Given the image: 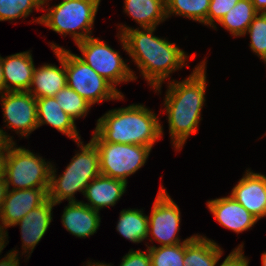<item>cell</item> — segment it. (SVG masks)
<instances>
[{
	"instance_id": "cell-1",
	"label": "cell",
	"mask_w": 266,
	"mask_h": 266,
	"mask_svg": "<svg viewBox=\"0 0 266 266\" xmlns=\"http://www.w3.org/2000/svg\"><path fill=\"white\" fill-rule=\"evenodd\" d=\"M156 28L143 30L120 26V40L123 49L132 57L142 76L158 92L162 82L173 71L181 69L186 63L187 55L174 43L154 36Z\"/></svg>"
},
{
	"instance_id": "cell-2",
	"label": "cell",
	"mask_w": 266,
	"mask_h": 266,
	"mask_svg": "<svg viewBox=\"0 0 266 266\" xmlns=\"http://www.w3.org/2000/svg\"><path fill=\"white\" fill-rule=\"evenodd\" d=\"M205 66V61H202L184 81L169 83L164 105L169 133L177 150L183 147L190 134L196 133L201 120L206 90Z\"/></svg>"
},
{
	"instance_id": "cell-3",
	"label": "cell",
	"mask_w": 266,
	"mask_h": 266,
	"mask_svg": "<svg viewBox=\"0 0 266 266\" xmlns=\"http://www.w3.org/2000/svg\"><path fill=\"white\" fill-rule=\"evenodd\" d=\"M103 141L153 147L162 138L158 117L144 105L112 109L97 120L94 131Z\"/></svg>"
},
{
	"instance_id": "cell-4",
	"label": "cell",
	"mask_w": 266,
	"mask_h": 266,
	"mask_svg": "<svg viewBox=\"0 0 266 266\" xmlns=\"http://www.w3.org/2000/svg\"><path fill=\"white\" fill-rule=\"evenodd\" d=\"M82 143L78 141L81 152L72 158L62 175L57 178L56 170L51 167L48 199L55 205L65 199L76 201L74 194L81 191L84 195L86 186L101 174L96 146L91 141L86 145Z\"/></svg>"
},
{
	"instance_id": "cell-5",
	"label": "cell",
	"mask_w": 266,
	"mask_h": 266,
	"mask_svg": "<svg viewBox=\"0 0 266 266\" xmlns=\"http://www.w3.org/2000/svg\"><path fill=\"white\" fill-rule=\"evenodd\" d=\"M101 0H63L49 8L35 21L62 35H72L75 43L91 37L95 16ZM81 30V32H77ZM90 34V35H89Z\"/></svg>"
},
{
	"instance_id": "cell-6",
	"label": "cell",
	"mask_w": 266,
	"mask_h": 266,
	"mask_svg": "<svg viewBox=\"0 0 266 266\" xmlns=\"http://www.w3.org/2000/svg\"><path fill=\"white\" fill-rule=\"evenodd\" d=\"M99 151L100 173L127 183L146 162L151 147L137 144H119L103 141L95 132L90 140Z\"/></svg>"
},
{
	"instance_id": "cell-7",
	"label": "cell",
	"mask_w": 266,
	"mask_h": 266,
	"mask_svg": "<svg viewBox=\"0 0 266 266\" xmlns=\"http://www.w3.org/2000/svg\"><path fill=\"white\" fill-rule=\"evenodd\" d=\"M10 146L6 161L5 181L8 189L49 188L52 164L30 150ZM49 163V164H48Z\"/></svg>"
},
{
	"instance_id": "cell-8",
	"label": "cell",
	"mask_w": 266,
	"mask_h": 266,
	"mask_svg": "<svg viewBox=\"0 0 266 266\" xmlns=\"http://www.w3.org/2000/svg\"><path fill=\"white\" fill-rule=\"evenodd\" d=\"M67 85L91 105L103 100H119L123 95L87 63L64 49Z\"/></svg>"
},
{
	"instance_id": "cell-9",
	"label": "cell",
	"mask_w": 266,
	"mask_h": 266,
	"mask_svg": "<svg viewBox=\"0 0 266 266\" xmlns=\"http://www.w3.org/2000/svg\"><path fill=\"white\" fill-rule=\"evenodd\" d=\"M82 57L100 76L109 81L115 88L118 83L136 80L133 71L124 62L118 51L112 49L98 38L88 37L76 43Z\"/></svg>"
},
{
	"instance_id": "cell-10",
	"label": "cell",
	"mask_w": 266,
	"mask_h": 266,
	"mask_svg": "<svg viewBox=\"0 0 266 266\" xmlns=\"http://www.w3.org/2000/svg\"><path fill=\"white\" fill-rule=\"evenodd\" d=\"M162 187H160L154 201L151 216H148V233H151L153 238L161 243L160 246L185 243V241L192 239L194 235L183 242L180 241L177 236L180 230V210Z\"/></svg>"
},
{
	"instance_id": "cell-11",
	"label": "cell",
	"mask_w": 266,
	"mask_h": 266,
	"mask_svg": "<svg viewBox=\"0 0 266 266\" xmlns=\"http://www.w3.org/2000/svg\"><path fill=\"white\" fill-rule=\"evenodd\" d=\"M4 122L21 136L38 128L36 98L28 91L5 92L1 95Z\"/></svg>"
},
{
	"instance_id": "cell-12",
	"label": "cell",
	"mask_w": 266,
	"mask_h": 266,
	"mask_svg": "<svg viewBox=\"0 0 266 266\" xmlns=\"http://www.w3.org/2000/svg\"><path fill=\"white\" fill-rule=\"evenodd\" d=\"M48 189H8L0 213V231H5V228L13 226L31 210L42 205L48 199Z\"/></svg>"
},
{
	"instance_id": "cell-13",
	"label": "cell",
	"mask_w": 266,
	"mask_h": 266,
	"mask_svg": "<svg viewBox=\"0 0 266 266\" xmlns=\"http://www.w3.org/2000/svg\"><path fill=\"white\" fill-rule=\"evenodd\" d=\"M258 220L266 216V176L250 172L233 187L231 195Z\"/></svg>"
},
{
	"instance_id": "cell-14",
	"label": "cell",
	"mask_w": 266,
	"mask_h": 266,
	"mask_svg": "<svg viewBox=\"0 0 266 266\" xmlns=\"http://www.w3.org/2000/svg\"><path fill=\"white\" fill-rule=\"evenodd\" d=\"M50 46L55 52L61 67L59 68L52 64H44L39 68L34 67L32 83L28 92L36 99L42 97H54L67 85L64 48L53 43ZM32 87L34 89H32Z\"/></svg>"
},
{
	"instance_id": "cell-15",
	"label": "cell",
	"mask_w": 266,
	"mask_h": 266,
	"mask_svg": "<svg viewBox=\"0 0 266 266\" xmlns=\"http://www.w3.org/2000/svg\"><path fill=\"white\" fill-rule=\"evenodd\" d=\"M207 206L222 226L237 234L250 229L258 221L232 196L210 200Z\"/></svg>"
},
{
	"instance_id": "cell-16",
	"label": "cell",
	"mask_w": 266,
	"mask_h": 266,
	"mask_svg": "<svg viewBox=\"0 0 266 266\" xmlns=\"http://www.w3.org/2000/svg\"><path fill=\"white\" fill-rule=\"evenodd\" d=\"M53 206L55 204L50 199H47L42 205L31 210L13 225H20L21 239L23 241L22 248L25 253H28L29 250L31 251L30 254L33 252L36 244H38L49 228L52 221L51 212Z\"/></svg>"
},
{
	"instance_id": "cell-17",
	"label": "cell",
	"mask_w": 266,
	"mask_h": 266,
	"mask_svg": "<svg viewBox=\"0 0 266 266\" xmlns=\"http://www.w3.org/2000/svg\"><path fill=\"white\" fill-rule=\"evenodd\" d=\"M31 55L26 51L2 58L5 92L30 89L35 67Z\"/></svg>"
},
{
	"instance_id": "cell-18",
	"label": "cell",
	"mask_w": 266,
	"mask_h": 266,
	"mask_svg": "<svg viewBox=\"0 0 266 266\" xmlns=\"http://www.w3.org/2000/svg\"><path fill=\"white\" fill-rule=\"evenodd\" d=\"M98 213L82 201L69 202L62 215V224L72 235L86 238L93 235L100 226Z\"/></svg>"
},
{
	"instance_id": "cell-19",
	"label": "cell",
	"mask_w": 266,
	"mask_h": 266,
	"mask_svg": "<svg viewBox=\"0 0 266 266\" xmlns=\"http://www.w3.org/2000/svg\"><path fill=\"white\" fill-rule=\"evenodd\" d=\"M126 187V182L100 174L86 186L84 196L90 203L84 204L97 211L114 206L125 193Z\"/></svg>"
},
{
	"instance_id": "cell-20",
	"label": "cell",
	"mask_w": 266,
	"mask_h": 266,
	"mask_svg": "<svg viewBox=\"0 0 266 266\" xmlns=\"http://www.w3.org/2000/svg\"><path fill=\"white\" fill-rule=\"evenodd\" d=\"M36 104L38 127L49 124L75 142L80 141L75 120L62 110L55 97L37 98Z\"/></svg>"
},
{
	"instance_id": "cell-21",
	"label": "cell",
	"mask_w": 266,
	"mask_h": 266,
	"mask_svg": "<svg viewBox=\"0 0 266 266\" xmlns=\"http://www.w3.org/2000/svg\"><path fill=\"white\" fill-rule=\"evenodd\" d=\"M223 250L213 240L194 235L184 243L185 266H216Z\"/></svg>"
},
{
	"instance_id": "cell-22",
	"label": "cell",
	"mask_w": 266,
	"mask_h": 266,
	"mask_svg": "<svg viewBox=\"0 0 266 266\" xmlns=\"http://www.w3.org/2000/svg\"><path fill=\"white\" fill-rule=\"evenodd\" d=\"M124 11L130 15L141 28H156L165 21V0H125Z\"/></svg>"
},
{
	"instance_id": "cell-23",
	"label": "cell",
	"mask_w": 266,
	"mask_h": 266,
	"mask_svg": "<svg viewBox=\"0 0 266 266\" xmlns=\"http://www.w3.org/2000/svg\"><path fill=\"white\" fill-rule=\"evenodd\" d=\"M258 14L250 0H239L218 23L233 36H244L254 17Z\"/></svg>"
},
{
	"instance_id": "cell-24",
	"label": "cell",
	"mask_w": 266,
	"mask_h": 266,
	"mask_svg": "<svg viewBox=\"0 0 266 266\" xmlns=\"http://www.w3.org/2000/svg\"><path fill=\"white\" fill-rule=\"evenodd\" d=\"M116 229L133 243H140L149 236L148 216L138 209L122 210Z\"/></svg>"
},
{
	"instance_id": "cell-25",
	"label": "cell",
	"mask_w": 266,
	"mask_h": 266,
	"mask_svg": "<svg viewBox=\"0 0 266 266\" xmlns=\"http://www.w3.org/2000/svg\"><path fill=\"white\" fill-rule=\"evenodd\" d=\"M211 0H165L166 17L171 14L184 16L207 25V14Z\"/></svg>"
},
{
	"instance_id": "cell-26",
	"label": "cell",
	"mask_w": 266,
	"mask_h": 266,
	"mask_svg": "<svg viewBox=\"0 0 266 266\" xmlns=\"http://www.w3.org/2000/svg\"><path fill=\"white\" fill-rule=\"evenodd\" d=\"M147 247L151 258V266H185L184 243Z\"/></svg>"
},
{
	"instance_id": "cell-27",
	"label": "cell",
	"mask_w": 266,
	"mask_h": 266,
	"mask_svg": "<svg viewBox=\"0 0 266 266\" xmlns=\"http://www.w3.org/2000/svg\"><path fill=\"white\" fill-rule=\"evenodd\" d=\"M54 97L62 110L74 120L86 116L91 107L89 102L68 85L61 89Z\"/></svg>"
},
{
	"instance_id": "cell-28",
	"label": "cell",
	"mask_w": 266,
	"mask_h": 266,
	"mask_svg": "<svg viewBox=\"0 0 266 266\" xmlns=\"http://www.w3.org/2000/svg\"><path fill=\"white\" fill-rule=\"evenodd\" d=\"M43 5V0H0V21L26 18Z\"/></svg>"
},
{
	"instance_id": "cell-29",
	"label": "cell",
	"mask_w": 266,
	"mask_h": 266,
	"mask_svg": "<svg viewBox=\"0 0 266 266\" xmlns=\"http://www.w3.org/2000/svg\"><path fill=\"white\" fill-rule=\"evenodd\" d=\"M247 32L251 38L250 48L263 59L266 55V13H258L246 30V34Z\"/></svg>"
},
{
	"instance_id": "cell-30",
	"label": "cell",
	"mask_w": 266,
	"mask_h": 266,
	"mask_svg": "<svg viewBox=\"0 0 266 266\" xmlns=\"http://www.w3.org/2000/svg\"><path fill=\"white\" fill-rule=\"evenodd\" d=\"M239 0H211L207 14V25L216 28L214 22L220 19L232 9Z\"/></svg>"
},
{
	"instance_id": "cell-31",
	"label": "cell",
	"mask_w": 266,
	"mask_h": 266,
	"mask_svg": "<svg viewBox=\"0 0 266 266\" xmlns=\"http://www.w3.org/2000/svg\"><path fill=\"white\" fill-rule=\"evenodd\" d=\"M120 266H151V258L148 249L147 252L139 250L129 251L128 254L123 257Z\"/></svg>"
},
{
	"instance_id": "cell-32",
	"label": "cell",
	"mask_w": 266,
	"mask_h": 266,
	"mask_svg": "<svg viewBox=\"0 0 266 266\" xmlns=\"http://www.w3.org/2000/svg\"><path fill=\"white\" fill-rule=\"evenodd\" d=\"M243 245L235 248L223 261L220 266H248V259L243 254Z\"/></svg>"
},
{
	"instance_id": "cell-33",
	"label": "cell",
	"mask_w": 266,
	"mask_h": 266,
	"mask_svg": "<svg viewBox=\"0 0 266 266\" xmlns=\"http://www.w3.org/2000/svg\"><path fill=\"white\" fill-rule=\"evenodd\" d=\"M18 252L15 250L7 253V256L0 261V266H19Z\"/></svg>"
},
{
	"instance_id": "cell-34",
	"label": "cell",
	"mask_w": 266,
	"mask_h": 266,
	"mask_svg": "<svg viewBox=\"0 0 266 266\" xmlns=\"http://www.w3.org/2000/svg\"><path fill=\"white\" fill-rule=\"evenodd\" d=\"M0 129V150L10 148V146L14 143L12 137L9 138V135Z\"/></svg>"
},
{
	"instance_id": "cell-35",
	"label": "cell",
	"mask_w": 266,
	"mask_h": 266,
	"mask_svg": "<svg viewBox=\"0 0 266 266\" xmlns=\"http://www.w3.org/2000/svg\"><path fill=\"white\" fill-rule=\"evenodd\" d=\"M8 151H9V148L0 150V178L5 177L6 161H7Z\"/></svg>"
},
{
	"instance_id": "cell-36",
	"label": "cell",
	"mask_w": 266,
	"mask_h": 266,
	"mask_svg": "<svg viewBox=\"0 0 266 266\" xmlns=\"http://www.w3.org/2000/svg\"><path fill=\"white\" fill-rule=\"evenodd\" d=\"M7 191H8V187L6 185L5 177L0 178V213L2 210L4 200H5L6 195H7Z\"/></svg>"
},
{
	"instance_id": "cell-37",
	"label": "cell",
	"mask_w": 266,
	"mask_h": 266,
	"mask_svg": "<svg viewBox=\"0 0 266 266\" xmlns=\"http://www.w3.org/2000/svg\"><path fill=\"white\" fill-rule=\"evenodd\" d=\"M258 13H266V0H250Z\"/></svg>"
},
{
	"instance_id": "cell-38",
	"label": "cell",
	"mask_w": 266,
	"mask_h": 266,
	"mask_svg": "<svg viewBox=\"0 0 266 266\" xmlns=\"http://www.w3.org/2000/svg\"><path fill=\"white\" fill-rule=\"evenodd\" d=\"M5 93V82L3 77L2 57L0 56V95Z\"/></svg>"
},
{
	"instance_id": "cell-39",
	"label": "cell",
	"mask_w": 266,
	"mask_h": 266,
	"mask_svg": "<svg viewBox=\"0 0 266 266\" xmlns=\"http://www.w3.org/2000/svg\"><path fill=\"white\" fill-rule=\"evenodd\" d=\"M7 236H8V234H7L6 231H0V254H1L2 250H3V248L5 247V244H7L6 241H5Z\"/></svg>"
},
{
	"instance_id": "cell-40",
	"label": "cell",
	"mask_w": 266,
	"mask_h": 266,
	"mask_svg": "<svg viewBox=\"0 0 266 266\" xmlns=\"http://www.w3.org/2000/svg\"><path fill=\"white\" fill-rule=\"evenodd\" d=\"M92 262H87V266H110V264H105V263H99V262H93L92 264H91Z\"/></svg>"
},
{
	"instance_id": "cell-41",
	"label": "cell",
	"mask_w": 266,
	"mask_h": 266,
	"mask_svg": "<svg viewBox=\"0 0 266 266\" xmlns=\"http://www.w3.org/2000/svg\"><path fill=\"white\" fill-rule=\"evenodd\" d=\"M262 266H266V252L262 254Z\"/></svg>"
},
{
	"instance_id": "cell-42",
	"label": "cell",
	"mask_w": 266,
	"mask_h": 266,
	"mask_svg": "<svg viewBox=\"0 0 266 266\" xmlns=\"http://www.w3.org/2000/svg\"><path fill=\"white\" fill-rule=\"evenodd\" d=\"M262 60L266 63V55H265V57Z\"/></svg>"
}]
</instances>
